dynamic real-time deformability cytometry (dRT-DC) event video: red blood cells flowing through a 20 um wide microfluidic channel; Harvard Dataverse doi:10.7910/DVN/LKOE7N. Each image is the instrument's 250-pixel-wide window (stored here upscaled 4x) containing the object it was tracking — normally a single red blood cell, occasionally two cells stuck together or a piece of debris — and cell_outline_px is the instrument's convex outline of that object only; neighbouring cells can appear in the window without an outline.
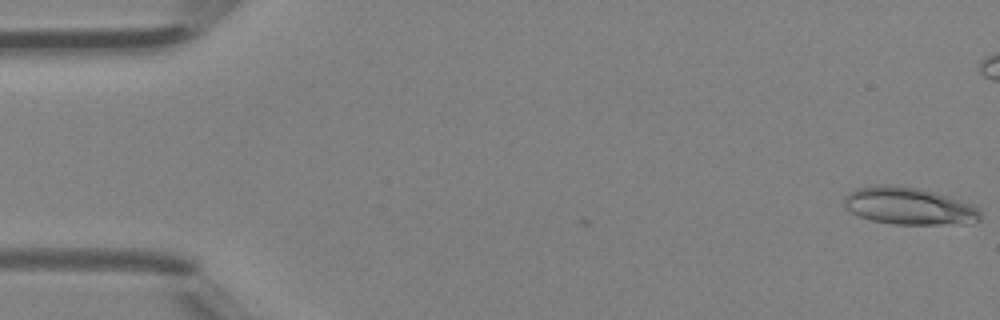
{"species": "Egyptian fruit bat (a non-hibernating species)", "species_latin": "Rousettus aegyptiacus", "temperature_condition": "room temperature", "stored_images_in_passage": 4, "camera_frame_rate_fps": 3000, "um_per_image_px": 0.085, "animal": {"sex": "female"}, "frame": {"image": 1, "passage_image": 1, "time_ms": 0.0, "image_size_px": [1000, 320], "cell_outline_px": [[980, 220], [940, 224], [892, 224], [872, 220], [860, 216], [844, 208], [844, 196], [848, 192], [856, 188], [876, 184], [892, 184], [916, 188], [936, 192], [972, 204], [980, 212]], "centroid_in_image_um": [77.17, 17.48], "position_along_channel_um": 7.8, "area_um2": 29.36}}